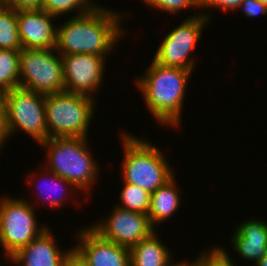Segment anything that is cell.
<instances>
[{
  "mask_svg": "<svg viewBox=\"0 0 267 266\" xmlns=\"http://www.w3.org/2000/svg\"><path fill=\"white\" fill-rule=\"evenodd\" d=\"M102 7L97 3L89 12L58 25L56 51L60 54L108 56L124 31L120 26L121 14Z\"/></svg>",
  "mask_w": 267,
  "mask_h": 266,
  "instance_id": "6da1fadb",
  "label": "cell"
},
{
  "mask_svg": "<svg viewBox=\"0 0 267 266\" xmlns=\"http://www.w3.org/2000/svg\"><path fill=\"white\" fill-rule=\"evenodd\" d=\"M151 65V66H150ZM147 71L136 79V86L153 117L164 126L179 127L191 70L163 66L152 59Z\"/></svg>",
  "mask_w": 267,
  "mask_h": 266,
  "instance_id": "7a4b0ae2",
  "label": "cell"
},
{
  "mask_svg": "<svg viewBox=\"0 0 267 266\" xmlns=\"http://www.w3.org/2000/svg\"><path fill=\"white\" fill-rule=\"evenodd\" d=\"M86 141L80 137H55L39 144L48 151L47 166L43 168L71 182L75 186L72 190L83 193H88L99 173Z\"/></svg>",
  "mask_w": 267,
  "mask_h": 266,
  "instance_id": "3957f363",
  "label": "cell"
},
{
  "mask_svg": "<svg viewBox=\"0 0 267 266\" xmlns=\"http://www.w3.org/2000/svg\"><path fill=\"white\" fill-rule=\"evenodd\" d=\"M122 135L124 158L121 167L123 182L153 193L174 177L172 167L161 149L128 133ZM127 134V135H126Z\"/></svg>",
  "mask_w": 267,
  "mask_h": 266,
  "instance_id": "277c9868",
  "label": "cell"
},
{
  "mask_svg": "<svg viewBox=\"0 0 267 266\" xmlns=\"http://www.w3.org/2000/svg\"><path fill=\"white\" fill-rule=\"evenodd\" d=\"M95 99L72 92L46 94L45 113L48 138H87L95 111Z\"/></svg>",
  "mask_w": 267,
  "mask_h": 266,
  "instance_id": "5b68a950",
  "label": "cell"
},
{
  "mask_svg": "<svg viewBox=\"0 0 267 266\" xmlns=\"http://www.w3.org/2000/svg\"><path fill=\"white\" fill-rule=\"evenodd\" d=\"M33 206L23 198L0 199V246L8 258L47 229L38 224Z\"/></svg>",
  "mask_w": 267,
  "mask_h": 266,
  "instance_id": "8992f818",
  "label": "cell"
},
{
  "mask_svg": "<svg viewBox=\"0 0 267 266\" xmlns=\"http://www.w3.org/2000/svg\"><path fill=\"white\" fill-rule=\"evenodd\" d=\"M45 97V94L22 87L13 88L5 93L8 139L18 129L24 130L39 144L49 139Z\"/></svg>",
  "mask_w": 267,
  "mask_h": 266,
  "instance_id": "52a82bcc",
  "label": "cell"
},
{
  "mask_svg": "<svg viewBox=\"0 0 267 266\" xmlns=\"http://www.w3.org/2000/svg\"><path fill=\"white\" fill-rule=\"evenodd\" d=\"M53 50L57 53L53 54ZM19 77V87L37 93L46 95L65 91L62 56L56 48H22Z\"/></svg>",
  "mask_w": 267,
  "mask_h": 266,
  "instance_id": "ba28073f",
  "label": "cell"
},
{
  "mask_svg": "<svg viewBox=\"0 0 267 266\" xmlns=\"http://www.w3.org/2000/svg\"><path fill=\"white\" fill-rule=\"evenodd\" d=\"M198 16H187L186 20L172 29L161 41L153 60L163 66L179 67L193 71L194 58H190L196 43L202 37L204 26L210 21V14L202 11Z\"/></svg>",
  "mask_w": 267,
  "mask_h": 266,
  "instance_id": "9c48e42d",
  "label": "cell"
},
{
  "mask_svg": "<svg viewBox=\"0 0 267 266\" xmlns=\"http://www.w3.org/2000/svg\"><path fill=\"white\" fill-rule=\"evenodd\" d=\"M92 225L90 228L101 238L128 248L156 232L147 214L128 211L119 206L113 209L105 221Z\"/></svg>",
  "mask_w": 267,
  "mask_h": 266,
  "instance_id": "30bf717a",
  "label": "cell"
},
{
  "mask_svg": "<svg viewBox=\"0 0 267 266\" xmlns=\"http://www.w3.org/2000/svg\"><path fill=\"white\" fill-rule=\"evenodd\" d=\"M65 91L94 97L103 82L106 57L94 54H60ZM97 89V90H96Z\"/></svg>",
  "mask_w": 267,
  "mask_h": 266,
  "instance_id": "8fae6325",
  "label": "cell"
},
{
  "mask_svg": "<svg viewBox=\"0 0 267 266\" xmlns=\"http://www.w3.org/2000/svg\"><path fill=\"white\" fill-rule=\"evenodd\" d=\"M81 229L73 248L89 266H130V248L101 238L90 227Z\"/></svg>",
  "mask_w": 267,
  "mask_h": 266,
  "instance_id": "7c38bea8",
  "label": "cell"
},
{
  "mask_svg": "<svg viewBox=\"0 0 267 266\" xmlns=\"http://www.w3.org/2000/svg\"><path fill=\"white\" fill-rule=\"evenodd\" d=\"M55 18L41 8L17 11L19 39L22 48L54 49L57 44V26ZM53 19V20H52Z\"/></svg>",
  "mask_w": 267,
  "mask_h": 266,
  "instance_id": "4fadbf2b",
  "label": "cell"
},
{
  "mask_svg": "<svg viewBox=\"0 0 267 266\" xmlns=\"http://www.w3.org/2000/svg\"><path fill=\"white\" fill-rule=\"evenodd\" d=\"M54 237L47 226L46 230L19 249L9 260L17 266H63L73 247L65 252L62 251L55 245Z\"/></svg>",
  "mask_w": 267,
  "mask_h": 266,
  "instance_id": "5bb4252c",
  "label": "cell"
},
{
  "mask_svg": "<svg viewBox=\"0 0 267 266\" xmlns=\"http://www.w3.org/2000/svg\"><path fill=\"white\" fill-rule=\"evenodd\" d=\"M255 219L240 223L231 243L239 256L256 263L267 252V222Z\"/></svg>",
  "mask_w": 267,
  "mask_h": 266,
  "instance_id": "9a60e30c",
  "label": "cell"
},
{
  "mask_svg": "<svg viewBox=\"0 0 267 266\" xmlns=\"http://www.w3.org/2000/svg\"><path fill=\"white\" fill-rule=\"evenodd\" d=\"M175 179L174 176L164 186L151 193L147 215L153 228L162 221L168 220L180 207L182 201H180L179 191L181 190H178Z\"/></svg>",
  "mask_w": 267,
  "mask_h": 266,
  "instance_id": "2e32d148",
  "label": "cell"
},
{
  "mask_svg": "<svg viewBox=\"0 0 267 266\" xmlns=\"http://www.w3.org/2000/svg\"><path fill=\"white\" fill-rule=\"evenodd\" d=\"M168 249L153 232L130 248V266H164L172 258Z\"/></svg>",
  "mask_w": 267,
  "mask_h": 266,
  "instance_id": "e0dca14e",
  "label": "cell"
},
{
  "mask_svg": "<svg viewBox=\"0 0 267 266\" xmlns=\"http://www.w3.org/2000/svg\"><path fill=\"white\" fill-rule=\"evenodd\" d=\"M21 49H0V91L19 87Z\"/></svg>",
  "mask_w": 267,
  "mask_h": 266,
  "instance_id": "ac0fdd59",
  "label": "cell"
},
{
  "mask_svg": "<svg viewBox=\"0 0 267 266\" xmlns=\"http://www.w3.org/2000/svg\"><path fill=\"white\" fill-rule=\"evenodd\" d=\"M0 49H22L17 11L5 4L0 5Z\"/></svg>",
  "mask_w": 267,
  "mask_h": 266,
  "instance_id": "d6986e66",
  "label": "cell"
},
{
  "mask_svg": "<svg viewBox=\"0 0 267 266\" xmlns=\"http://www.w3.org/2000/svg\"><path fill=\"white\" fill-rule=\"evenodd\" d=\"M121 204L117 206L128 211L148 214L151 193L134 184L124 182L120 193Z\"/></svg>",
  "mask_w": 267,
  "mask_h": 266,
  "instance_id": "ffe728a7",
  "label": "cell"
},
{
  "mask_svg": "<svg viewBox=\"0 0 267 266\" xmlns=\"http://www.w3.org/2000/svg\"><path fill=\"white\" fill-rule=\"evenodd\" d=\"M95 4L91 0H43L41 9L57 18L75 9L76 12L78 10L74 13L75 16L85 14L94 8Z\"/></svg>",
  "mask_w": 267,
  "mask_h": 266,
  "instance_id": "44dd1931",
  "label": "cell"
},
{
  "mask_svg": "<svg viewBox=\"0 0 267 266\" xmlns=\"http://www.w3.org/2000/svg\"><path fill=\"white\" fill-rule=\"evenodd\" d=\"M42 171H44L43 173H42V175L40 176V177H49V181H48V183H50V181H56L55 183L57 184V185H55V183H54V186H51L50 184H48L47 183V180L48 179H46V178H44V182L46 183V185H48V186H46L45 185V187L44 188H46V190H44V189H42V192L44 191H46L45 192V194H44V197H41V196H43V193L41 194H38L39 196L37 197L38 199H39V197H41V199H42V202L44 201H46L47 200V202H45V203H47L48 205H50L53 209L54 208H60L61 206H62V204H63V200H65V202L67 201L66 199H67V196L66 197H63V196H65L64 194H59V193H57L59 190H58V188L60 189V191L62 190V192L63 191H65V190H67V189H69V187H70V189L72 188V186L73 187H75L71 182H69L68 180H65L64 178H62V177H60V176H58V175H56L55 173H53V172H50V171H48L47 169H43ZM44 174V175H43ZM49 174V175H48ZM50 178L52 179V180H50ZM62 183V184H61ZM43 184V183H42ZM64 185H66V186H64ZM70 185V186H69ZM43 186V185H42ZM49 186H51V187H49ZM69 186V187H68ZM39 187V186H38ZM49 187V188H48ZM53 187V188H52ZM64 187V188H63ZM51 192V193H48V192ZM52 191H54V193H55V195H54V197L52 196ZM55 191H57V192H55ZM47 194H49L48 195V197H47ZM57 194H58V196H57ZM51 195V196H50ZM63 195V196H62ZM47 199H46V198ZM66 198V199H65Z\"/></svg>",
  "mask_w": 267,
  "mask_h": 266,
  "instance_id": "7402d4cb",
  "label": "cell"
},
{
  "mask_svg": "<svg viewBox=\"0 0 267 266\" xmlns=\"http://www.w3.org/2000/svg\"><path fill=\"white\" fill-rule=\"evenodd\" d=\"M193 266H234L235 263L231 260L226 250L220 246H216L209 250L201 252ZM236 266V265H235Z\"/></svg>",
  "mask_w": 267,
  "mask_h": 266,
  "instance_id": "603a6c76",
  "label": "cell"
},
{
  "mask_svg": "<svg viewBox=\"0 0 267 266\" xmlns=\"http://www.w3.org/2000/svg\"><path fill=\"white\" fill-rule=\"evenodd\" d=\"M143 2L152 8L172 13V15L178 14L179 11L186 8H200V0H143Z\"/></svg>",
  "mask_w": 267,
  "mask_h": 266,
  "instance_id": "cb8c5ba5",
  "label": "cell"
},
{
  "mask_svg": "<svg viewBox=\"0 0 267 266\" xmlns=\"http://www.w3.org/2000/svg\"><path fill=\"white\" fill-rule=\"evenodd\" d=\"M244 0H200V8H220L226 11H235L242 4Z\"/></svg>",
  "mask_w": 267,
  "mask_h": 266,
  "instance_id": "d4e9b609",
  "label": "cell"
},
{
  "mask_svg": "<svg viewBox=\"0 0 267 266\" xmlns=\"http://www.w3.org/2000/svg\"><path fill=\"white\" fill-rule=\"evenodd\" d=\"M243 9V13L248 17H256L260 13L264 16L267 14V5L259 0H244L238 7Z\"/></svg>",
  "mask_w": 267,
  "mask_h": 266,
  "instance_id": "484cf974",
  "label": "cell"
},
{
  "mask_svg": "<svg viewBox=\"0 0 267 266\" xmlns=\"http://www.w3.org/2000/svg\"><path fill=\"white\" fill-rule=\"evenodd\" d=\"M43 0H5L3 4L14 10L41 8Z\"/></svg>",
  "mask_w": 267,
  "mask_h": 266,
  "instance_id": "4316f807",
  "label": "cell"
},
{
  "mask_svg": "<svg viewBox=\"0 0 267 266\" xmlns=\"http://www.w3.org/2000/svg\"><path fill=\"white\" fill-rule=\"evenodd\" d=\"M6 139L8 140L5 93L0 91V143L4 145Z\"/></svg>",
  "mask_w": 267,
  "mask_h": 266,
  "instance_id": "83f0119b",
  "label": "cell"
},
{
  "mask_svg": "<svg viewBox=\"0 0 267 266\" xmlns=\"http://www.w3.org/2000/svg\"><path fill=\"white\" fill-rule=\"evenodd\" d=\"M63 266H89L81 255L73 248L67 255Z\"/></svg>",
  "mask_w": 267,
  "mask_h": 266,
  "instance_id": "f1b7e54d",
  "label": "cell"
},
{
  "mask_svg": "<svg viewBox=\"0 0 267 266\" xmlns=\"http://www.w3.org/2000/svg\"><path fill=\"white\" fill-rule=\"evenodd\" d=\"M255 266H267V252L260 260L255 263Z\"/></svg>",
  "mask_w": 267,
  "mask_h": 266,
  "instance_id": "f546056e",
  "label": "cell"
},
{
  "mask_svg": "<svg viewBox=\"0 0 267 266\" xmlns=\"http://www.w3.org/2000/svg\"><path fill=\"white\" fill-rule=\"evenodd\" d=\"M187 261H182V262H177L176 263H173V262H168L167 264H165L164 266H189L190 264L189 263H186Z\"/></svg>",
  "mask_w": 267,
  "mask_h": 266,
  "instance_id": "4dcf8cb0",
  "label": "cell"
},
{
  "mask_svg": "<svg viewBox=\"0 0 267 266\" xmlns=\"http://www.w3.org/2000/svg\"><path fill=\"white\" fill-rule=\"evenodd\" d=\"M261 2H263L265 5H267V0H259Z\"/></svg>",
  "mask_w": 267,
  "mask_h": 266,
  "instance_id": "1f68e13d",
  "label": "cell"
}]
</instances>
